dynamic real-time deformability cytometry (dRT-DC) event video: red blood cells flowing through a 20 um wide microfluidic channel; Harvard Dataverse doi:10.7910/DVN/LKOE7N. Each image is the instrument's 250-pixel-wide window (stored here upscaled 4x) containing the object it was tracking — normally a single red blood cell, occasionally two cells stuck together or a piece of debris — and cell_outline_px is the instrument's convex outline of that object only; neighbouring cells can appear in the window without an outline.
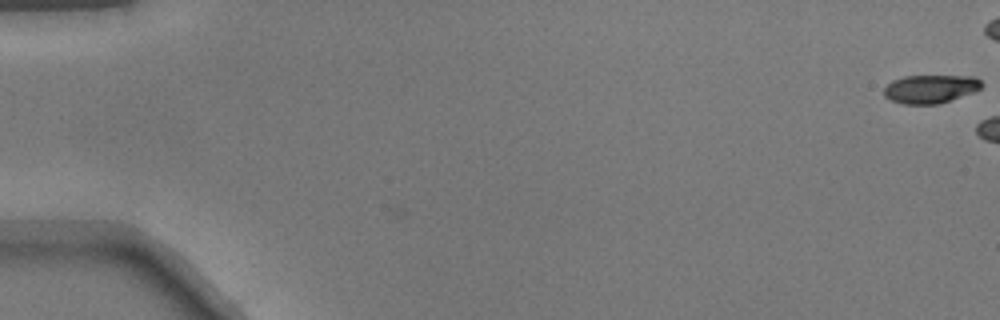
{"species": "common noctule bat (a hibernating species)", "species_latin": "Nyctalus noctula", "temperature_condition": "warm", "stored_images_in_passage": 5, "camera_frame_rate_fps": 3000, "um_per_image_px": 0.085, "animal": {"sex": "male", "body_mass_g": 17.9}, "frame": {"image": 1, "passage_image": 1, "time_ms": 0.0, "image_size_px": [1000, 320], "cell_outline_px": [[984, 84], [976, 92], [940, 104], [904, 104], [892, 100], [884, 96], [884, 88], [892, 80], [904, 76], [976, 76]], "centroid_in_image_um": [79.13, 7.56], "position_along_channel_um": 5.9, "area_um2": 16.36}}